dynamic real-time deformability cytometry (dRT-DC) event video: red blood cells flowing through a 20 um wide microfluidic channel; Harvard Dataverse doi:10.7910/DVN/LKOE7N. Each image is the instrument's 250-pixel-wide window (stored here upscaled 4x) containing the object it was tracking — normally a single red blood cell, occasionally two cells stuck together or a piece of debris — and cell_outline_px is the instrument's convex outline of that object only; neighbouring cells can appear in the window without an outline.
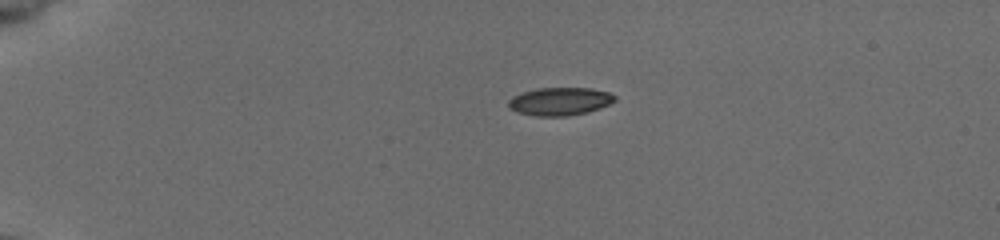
{"species": "common noctule bat (a hibernating species)", "species_latin": "Nyctalus noctula", "temperature_condition": "cold", "stored_images_in_passage": 21, "camera_frame_rate_fps": 3000, "um_per_image_px": 0.085, "animal": {"sex": "female", "body_mass_g": 19.5, "forearm_length_mm": 54.1}, "frame": {"image": 1, "passage_image": 1, "time_ms": 0.0, "image_size_px": [1000, 240], "cell_outline_px": [[616, 100], [608, 104], [588, 112], [568, 116], [536, 116], [516, 112], [508, 108], [508, 100], [512, 96], [536, 88], [592, 88], [608, 92], [616, 96]], "centroid_in_image_um": [47.56, 8.62], "position_along_channel_um": 37.4, "area_um2": 17.4}}
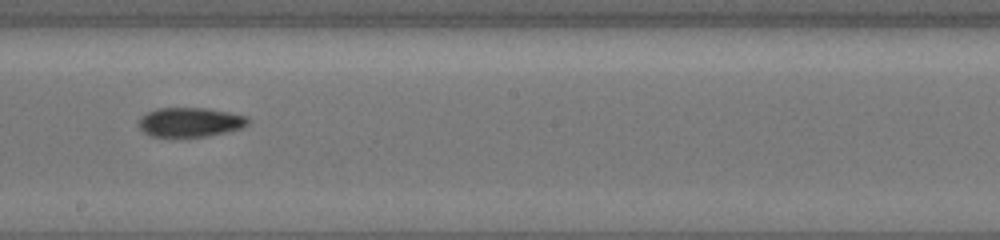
{"frame": {"image": 2, "passage_image": 10, "time_ms": 3.0, "image_size_px": [1000, 240], "cell_outline_px": [[252, 120], [248, 124], [240, 128], [208, 136], [152, 136], [144, 132], [136, 124], [140, 116], [156, 108], [208, 108], [248, 116]], "centroid_in_image_um": [16.15, 10.37], "position_along_channel_um": 232.0, "area_um2": 18.73}}
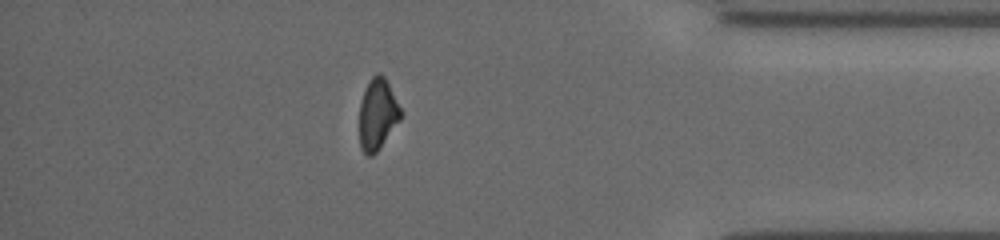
{"frame": {"image": 3, "passage_image": 18, "time_ms": 5.667, "image_size_px": [1000, 240], "cell_outline_px": [[400, 120], [380, 148], [372, 156], [368, 156], [360, 148], [360, 104], [364, 92], [372, 76], [376, 72], [380, 72], [384, 76], [400, 108]], "centroid_in_image_um": [32.08, 9.73], "position_along_channel_um": 403.1, "area_um2": 16.76}}